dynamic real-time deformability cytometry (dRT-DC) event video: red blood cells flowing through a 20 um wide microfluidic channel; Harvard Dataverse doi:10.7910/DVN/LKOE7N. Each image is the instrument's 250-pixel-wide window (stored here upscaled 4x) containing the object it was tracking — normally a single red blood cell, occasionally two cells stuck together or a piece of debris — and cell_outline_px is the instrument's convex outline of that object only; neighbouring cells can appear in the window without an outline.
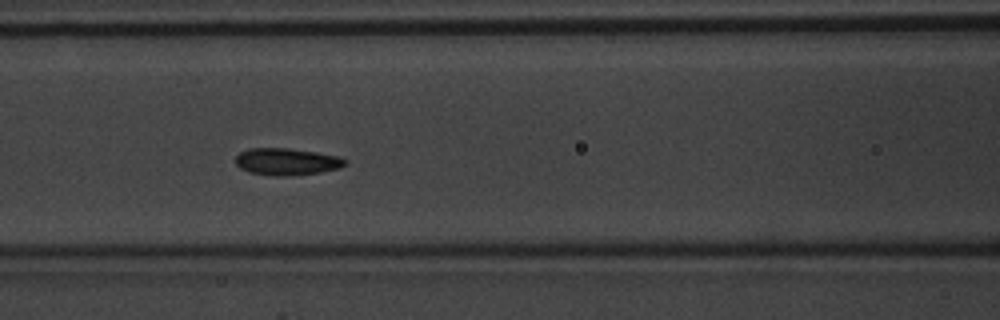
{"species": "common noctule bat (a hibernating species)", "species_latin": "Nyctalus noctula", "temperature_condition": "warm", "stored_images_in_passage": 48, "camera_frame_rate_fps": 3000, "um_per_image_px": 0.085, "animal": {"sex": "male", "body_mass_g": 20.1, "forearm_length_mm": 53.5}, "frame": {"image": 1, "passage_image": 21, "time_ms": 6.667, "image_size_px": [1000, 320], "cell_outline_px": [[348, 164], [340, 168], [320, 172], [292, 176], [276, 176], [248, 172], [240, 168], [236, 164], [236, 156], [240, 152], [248, 148], [288, 148], [316, 152], [340, 156], [348, 160]], "centroid_in_image_um": [24.41, 13.74], "position_along_channel_um": 142.2, "area_um2": 17.46}, "authors_computed_cell_mechanics": {"area_um2": 16.7042, "velocity_mm_per_s": 4.1828, "shape_relaxation_time_tau1_ms": 5.1826, "shape_relaxation_time_tau2_ms": 11.2805, "deformation_change_tau1": 0.2108, "deformation_change_tau2": 0.1436}}